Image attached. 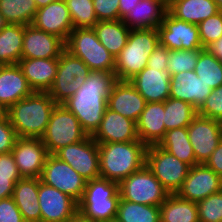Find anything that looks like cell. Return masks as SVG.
<instances>
[{
	"label": "cell",
	"instance_id": "cell-1",
	"mask_svg": "<svg viewBox=\"0 0 222 222\" xmlns=\"http://www.w3.org/2000/svg\"><path fill=\"white\" fill-rule=\"evenodd\" d=\"M115 72L91 71L76 93L63 103L79 120L82 129L92 135L100 125L114 83Z\"/></svg>",
	"mask_w": 222,
	"mask_h": 222
},
{
	"label": "cell",
	"instance_id": "cell-2",
	"mask_svg": "<svg viewBox=\"0 0 222 222\" xmlns=\"http://www.w3.org/2000/svg\"><path fill=\"white\" fill-rule=\"evenodd\" d=\"M56 102L47 92H33L8 108L7 117L19 138H41Z\"/></svg>",
	"mask_w": 222,
	"mask_h": 222
},
{
	"label": "cell",
	"instance_id": "cell-3",
	"mask_svg": "<svg viewBox=\"0 0 222 222\" xmlns=\"http://www.w3.org/2000/svg\"><path fill=\"white\" fill-rule=\"evenodd\" d=\"M146 149L141 141L98 144L100 177L120 183L145 165Z\"/></svg>",
	"mask_w": 222,
	"mask_h": 222
},
{
	"label": "cell",
	"instance_id": "cell-4",
	"mask_svg": "<svg viewBox=\"0 0 222 222\" xmlns=\"http://www.w3.org/2000/svg\"><path fill=\"white\" fill-rule=\"evenodd\" d=\"M158 29H132L127 44L115 58L117 80L129 81L147 67L149 56L159 44Z\"/></svg>",
	"mask_w": 222,
	"mask_h": 222
},
{
	"label": "cell",
	"instance_id": "cell-5",
	"mask_svg": "<svg viewBox=\"0 0 222 222\" xmlns=\"http://www.w3.org/2000/svg\"><path fill=\"white\" fill-rule=\"evenodd\" d=\"M119 201V183L98 177L86 181L78 212L88 219L106 222L117 217Z\"/></svg>",
	"mask_w": 222,
	"mask_h": 222
},
{
	"label": "cell",
	"instance_id": "cell-6",
	"mask_svg": "<svg viewBox=\"0 0 222 222\" xmlns=\"http://www.w3.org/2000/svg\"><path fill=\"white\" fill-rule=\"evenodd\" d=\"M65 50L80 58L91 71L115 70V57L100 43L93 28L73 29L65 42Z\"/></svg>",
	"mask_w": 222,
	"mask_h": 222
},
{
	"label": "cell",
	"instance_id": "cell-7",
	"mask_svg": "<svg viewBox=\"0 0 222 222\" xmlns=\"http://www.w3.org/2000/svg\"><path fill=\"white\" fill-rule=\"evenodd\" d=\"M87 136L77 117L63 104H56L41 140L48 153L55 154L61 148L81 142Z\"/></svg>",
	"mask_w": 222,
	"mask_h": 222
},
{
	"label": "cell",
	"instance_id": "cell-8",
	"mask_svg": "<svg viewBox=\"0 0 222 222\" xmlns=\"http://www.w3.org/2000/svg\"><path fill=\"white\" fill-rule=\"evenodd\" d=\"M145 165L170 194L177 193L190 169L188 164L158 144L147 146Z\"/></svg>",
	"mask_w": 222,
	"mask_h": 222
},
{
	"label": "cell",
	"instance_id": "cell-9",
	"mask_svg": "<svg viewBox=\"0 0 222 222\" xmlns=\"http://www.w3.org/2000/svg\"><path fill=\"white\" fill-rule=\"evenodd\" d=\"M120 198L150 206H160L170 194L144 165L119 183Z\"/></svg>",
	"mask_w": 222,
	"mask_h": 222
},
{
	"label": "cell",
	"instance_id": "cell-10",
	"mask_svg": "<svg viewBox=\"0 0 222 222\" xmlns=\"http://www.w3.org/2000/svg\"><path fill=\"white\" fill-rule=\"evenodd\" d=\"M91 69L80 59L64 50L58 58L55 80L47 92L56 104H63L80 88Z\"/></svg>",
	"mask_w": 222,
	"mask_h": 222
},
{
	"label": "cell",
	"instance_id": "cell-11",
	"mask_svg": "<svg viewBox=\"0 0 222 222\" xmlns=\"http://www.w3.org/2000/svg\"><path fill=\"white\" fill-rule=\"evenodd\" d=\"M41 181L79 202L83 196L86 180L69 164L61 161L54 154L47 156Z\"/></svg>",
	"mask_w": 222,
	"mask_h": 222
},
{
	"label": "cell",
	"instance_id": "cell-12",
	"mask_svg": "<svg viewBox=\"0 0 222 222\" xmlns=\"http://www.w3.org/2000/svg\"><path fill=\"white\" fill-rule=\"evenodd\" d=\"M54 155L69 164L86 181L100 177L98 143L91 135L81 142L61 148Z\"/></svg>",
	"mask_w": 222,
	"mask_h": 222
},
{
	"label": "cell",
	"instance_id": "cell-13",
	"mask_svg": "<svg viewBox=\"0 0 222 222\" xmlns=\"http://www.w3.org/2000/svg\"><path fill=\"white\" fill-rule=\"evenodd\" d=\"M159 42L170 50L204 49L200 42L198 26L177 19L169 11L158 26Z\"/></svg>",
	"mask_w": 222,
	"mask_h": 222
},
{
	"label": "cell",
	"instance_id": "cell-14",
	"mask_svg": "<svg viewBox=\"0 0 222 222\" xmlns=\"http://www.w3.org/2000/svg\"><path fill=\"white\" fill-rule=\"evenodd\" d=\"M187 132L196 161L202 164L222 141V122L197 115Z\"/></svg>",
	"mask_w": 222,
	"mask_h": 222
},
{
	"label": "cell",
	"instance_id": "cell-15",
	"mask_svg": "<svg viewBox=\"0 0 222 222\" xmlns=\"http://www.w3.org/2000/svg\"><path fill=\"white\" fill-rule=\"evenodd\" d=\"M222 190V178L204 163L190 167L177 195L195 203Z\"/></svg>",
	"mask_w": 222,
	"mask_h": 222
},
{
	"label": "cell",
	"instance_id": "cell-16",
	"mask_svg": "<svg viewBox=\"0 0 222 222\" xmlns=\"http://www.w3.org/2000/svg\"><path fill=\"white\" fill-rule=\"evenodd\" d=\"M41 222H68L78 212V202L50 185L39 183Z\"/></svg>",
	"mask_w": 222,
	"mask_h": 222
},
{
	"label": "cell",
	"instance_id": "cell-17",
	"mask_svg": "<svg viewBox=\"0 0 222 222\" xmlns=\"http://www.w3.org/2000/svg\"><path fill=\"white\" fill-rule=\"evenodd\" d=\"M21 177L40 178L47 156L41 138H17L11 151Z\"/></svg>",
	"mask_w": 222,
	"mask_h": 222
},
{
	"label": "cell",
	"instance_id": "cell-18",
	"mask_svg": "<svg viewBox=\"0 0 222 222\" xmlns=\"http://www.w3.org/2000/svg\"><path fill=\"white\" fill-rule=\"evenodd\" d=\"M32 25L61 38L64 42L73 30L70 12L64 0H56L38 8Z\"/></svg>",
	"mask_w": 222,
	"mask_h": 222
},
{
	"label": "cell",
	"instance_id": "cell-19",
	"mask_svg": "<svg viewBox=\"0 0 222 222\" xmlns=\"http://www.w3.org/2000/svg\"><path fill=\"white\" fill-rule=\"evenodd\" d=\"M91 137L98 143L140 141L136 122L112 111L108 107L97 130Z\"/></svg>",
	"mask_w": 222,
	"mask_h": 222
},
{
	"label": "cell",
	"instance_id": "cell-20",
	"mask_svg": "<svg viewBox=\"0 0 222 222\" xmlns=\"http://www.w3.org/2000/svg\"><path fill=\"white\" fill-rule=\"evenodd\" d=\"M65 50V42L33 25L24 26L21 58H59Z\"/></svg>",
	"mask_w": 222,
	"mask_h": 222
},
{
	"label": "cell",
	"instance_id": "cell-21",
	"mask_svg": "<svg viewBox=\"0 0 222 222\" xmlns=\"http://www.w3.org/2000/svg\"><path fill=\"white\" fill-rule=\"evenodd\" d=\"M212 91L195 71H183L171 76L169 97L188 102L197 110L202 107Z\"/></svg>",
	"mask_w": 222,
	"mask_h": 222
},
{
	"label": "cell",
	"instance_id": "cell-22",
	"mask_svg": "<svg viewBox=\"0 0 222 222\" xmlns=\"http://www.w3.org/2000/svg\"><path fill=\"white\" fill-rule=\"evenodd\" d=\"M170 80L168 70L145 67L129 81L146 102H164L169 98Z\"/></svg>",
	"mask_w": 222,
	"mask_h": 222
},
{
	"label": "cell",
	"instance_id": "cell-23",
	"mask_svg": "<svg viewBox=\"0 0 222 222\" xmlns=\"http://www.w3.org/2000/svg\"><path fill=\"white\" fill-rule=\"evenodd\" d=\"M146 105L145 99L130 83L117 80L107 100V107L135 122L141 116Z\"/></svg>",
	"mask_w": 222,
	"mask_h": 222
},
{
	"label": "cell",
	"instance_id": "cell-24",
	"mask_svg": "<svg viewBox=\"0 0 222 222\" xmlns=\"http://www.w3.org/2000/svg\"><path fill=\"white\" fill-rule=\"evenodd\" d=\"M18 65L33 92H48L58 68V58H21Z\"/></svg>",
	"mask_w": 222,
	"mask_h": 222
},
{
	"label": "cell",
	"instance_id": "cell-25",
	"mask_svg": "<svg viewBox=\"0 0 222 222\" xmlns=\"http://www.w3.org/2000/svg\"><path fill=\"white\" fill-rule=\"evenodd\" d=\"M164 102H146L136 122L138 138L146 146L159 144L166 134Z\"/></svg>",
	"mask_w": 222,
	"mask_h": 222
},
{
	"label": "cell",
	"instance_id": "cell-26",
	"mask_svg": "<svg viewBox=\"0 0 222 222\" xmlns=\"http://www.w3.org/2000/svg\"><path fill=\"white\" fill-rule=\"evenodd\" d=\"M168 11L165 0H141L121 20L130 29H158Z\"/></svg>",
	"mask_w": 222,
	"mask_h": 222
},
{
	"label": "cell",
	"instance_id": "cell-27",
	"mask_svg": "<svg viewBox=\"0 0 222 222\" xmlns=\"http://www.w3.org/2000/svg\"><path fill=\"white\" fill-rule=\"evenodd\" d=\"M33 90L18 64L0 65V103L7 109L30 96Z\"/></svg>",
	"mask_w": 222,
	"mask_h": 222
},
{
	"label": "cell",
	"instance_id": "cell-28",
	"mask_svg": "<svg viewBox=\"0 0 222 222\" xmlns=\"http://www.w3.org/2000/svg\"><path fill=\"white\" fill-rule=\"evenodd\" d=\"M40 182V178L22 177L14 186L12 197L24 222H41V211L38 203Z\"/></svg>",
	"mask_w": 222,
	"mask_h": 222
},
{
	"label": "cell",
	"instance_id": "cell-29",
	"mask_svg": "<svg viewBox=\"0 0 222 222\" xmlns=\"http://www.w3.org/2000/svg\"><path fill=\"white\" fill-rule=\"evenodd\" d=\"M168 11L177 19L198 25L220 10L214 0H176Z\"/></svg>",
	"mask_w": 222,
	"mask_h": 222
},
{
	"label": "cell",
	"instance_id": "cell-30",
	"mask_svg": "<svg viewBox=\"0 0 222 222\" xmlns=\"http://www.w3.org/2000/svg\"><path fill=\"white\" fill-rule=\"evenodd\" d=\"M93 29L100 43L116 58L127 44L130 29L122 20L98 21Z\"/></svg>",
	"mask_w": 222,
	"mask_h": 222
},
{
	"label": "cell",
	"instance_id": "cell-31",
	"mask_svg": "<svg viewBox=\"0 0 222 222\" xmlns=\"http://www.w3.org/2000/svg\"><path fill=\"white\" fill-rule=\"evenodd\" d=\"M160 219L161 222H199L197 204L169 194L160 205Z\"/></svg>",
	"mask_w": 222,
	"mask_h": 222
},
{
	"label": "cell",
	"instance_id": "cell-32",
	"mask_svg": "<svg viewBox=\"0 0 222 222\" xmlns=\"http://www.w3.org/2000/svg\"><path fill=\"white\" fill-rule=\"evenodd\" d=\"M24 26L8 24L0 31V65L18 64L23 49Z\"/></svg>",
	"mask_w": 222,
	"mask_h": 222
},
{
	"label": "cell",
	"instance_id": "cell-33",
	"mask_svg": "<svg viewBox=\"0 0 222 222\" xmlns=\"http://www.w3.org/2000/svg\"><path fill=\"white\" fill-rule=\"evenodd\" d=\"M158 145L190 167L199 164L188 137L187 127L167 130Z\"/></svg>",
	"mask_w": 222,
	"mask_h": 222
},
{
	"label": "cell",
	"instance_id": "cell-34",
	"mask_svg": "<svg viewBox=\"0 0 222 222\" xmlns=\"http://www.w3.org/2000/svg\"><path fill=\"white\" fill-rule=\"evenodd\" d=\"M165 129L188 127L198 115V110L190 103L180 99L168 98L164 101Z\"/></svg>",
	"mask_w": 222,
	"mask_h": 222
},
{
	"label": "cell",
	"instance_id": "cell-35",
	"mask_svg": "<svg viewBox=\"0 0 222 222\" xmlns=\"http://www.w3.org/2000/svg\"><path fill=\"white\" fill-rule=\"evenodd\" d=\"M37 9L34 0H0V13L8 24L32 25Z\"/></svg>",
	"mask_w": 222,
	"mask_h": 222
},
{
	"label": "cell",
	"instance_id": "cell-36",
	"mask_svg": "<svg viewBox=\"0 0 222 222\" xmlns=\"http://www.w3.org/2000/svg\"><path fill=\"white\" fill-rule=\"evenodd\" d=\"M194 71L212 90L222 85V63L207 48L200 50Z\"/></svg>",
	"mask_w": 222,
	"mask_h": 222
},
{
	"label": "cell",
	"instance_id": "cell-37",
	"mask_svg": "<svg viewBox=\"0 0 222 222\" xmlns=\"http://www.w3.org/2000/svg\"><path fill=\"white\" fill-rule=\"evenodd\" d=\"M117 218L123 222H161L160 206L143 205L120 198Z\"/></svg>",
	"mask_w": 222,
	"mask_h": 222
},
{
	"label": "cell",
	"instance_id": "cell-38",
	"mask_svg": "<svg viewBox=\"0 0 222 222\" xmlns=\"http://www.w3.org/2000/svg\"><path fill=\"white\" fill-rule=\"evenodd\" d=\"M70 12L73 29L93 28L98 22L93 0H64Z\"/></svg>",
	"mask_w": 222,
	"mask_h": 222
},
{
	"label": "cell",
	"instance_id": "cell-39",
	"mask_svg": "<svg viewBox=\"0 0 222 222\" xmlns=\"http://www.w3.org/2000/svg\"><path fill=\"white\" fill-rule=\"evenodd\" d=\"M200 50H170L167 70L171 76L183 71H194Z\"/></svg>",
	"mask_w": 222,
	"mask_h": 222
},
{
	"label": "cell",
	"instance_id": "cell-40",
	"mask_svg": "<svg viewBox=\"0 0 222 222\" xmlns=\"http://www.w3.org/2000/svg\"><path fill=\"white\" fill-rule=\"evenodd\" d=\"M196 204L199 222H222V190Z\"/></svg>",
	"mask_w": 222,
	"mask_h": 222
},
{
	"label": "cell",
	"instance_id": "cell-41",
	"mask_svg": "<svg viewBox=\"0 0 222 222\" xmlns=\"http://www.w3.org/2000/svg\"><path fill=\"white\" fill-rule=\"evenodd\" d=\"M197 26L202 47L207 48L222 36V11L208 17Z\"/></svg>",
	"mask_w": 222,
	"mask_h": 222
},
{
	"label": "cell",
	"instance_id": "cell-42",
	"mask_svg": "<svg viewBox=\"0 0 222 222\" xmlns=\"http://www.w3.org/2000/svg\"><path fill=\"white\" fill-rule=\"evenodd\" d=\"M198 115L222 122V85L208 95Z\"/></svg>",
	"mask_w": 222,
	"mask_h": 222
},
{
	"label": "cell",
	"instance_id": "cell-43",
	"mask_svg": "<svg viewBox=\"0 0 222 222\" xmlns=\"http://www.w3.org/2000/svg\"><path fill=\"white\" fill-rule=\"evenodd\" d=\"M98 21L119 20V0H93Z\"/></svg>",
	"mask_w": 222,
	"mask_h": 222
},
{
	"label": "cell",
	"instance_id": "cell-44",
	"mask_svg": "<svg viewBox=\"0 0 222 222\" xmlns=\"http://www.w3.org/2000/svg\"><path fill=\"white\" fill-rule=\"evenodd\" d=\"M15 129L10 124L8 117L0 121V154L10 153L17 139Z\"/></svg>",
	"mask_w": 222,
	"mask_h": 222
},
{
	"label": "cell",
	"instance_id": "cell-45",
	"mask_svg": "<svg viewBox=\"0 0 222 222\" xmlns=\"http://www.w3.org/2000/svg\"><path fill=\"white\" fill-rule=\"evenodd\" d=\"M0 222H24L13 197L0 199Z\"/></svg>",
	"mask_w": 222,
	"mask_h": 222
},
{
	"label": "cell",
	"instance_id": "cell-46",
	"mask_svg": "<svg viewBox=\"0 0 222 222\" xmlns=\"http://www.w3.org/2000/svg\"><path fill=\"white\" fill-rule=\"evenodd\" d=\"M169 50L160 43L148 58L147 67L167 70Z\"/></svg>",
	"mask_w": 222,
	"mask_h": 222
},
{
	"label": "cell",
	"instance_id": "cell-47",
	"mask_svg": "<svg viewBox=\"0 0 222 222\" xmlns=\"http://www.w3.org/2000/svg\"><path fill=\"white\" fill-rule=\"evenodd\" d=\"M0 175L21 176L11 152L0 154Z\"/></svg>",
	"mask_w": 222,
	"mask_h": 222
},
{
	"label": "cell",
	"instance_id": "cell-48",
	"mask_svg": "<svg viewBox=\"0 0 222 222\" xmlns=\"http://www.w3.org/2000/svg\"><path fill=\"white\" fill-rule=\"evenodd\" d=\"M21 176H3L0 175V199L13 196L14 186L21 179Z\"/></svg>",
	"mask_w": 222,
	"mask_h": 222
},
{
	"label": "cell",
	"instance_id": "cell-49",
	"mask_svg": "<svg viewBox=\"0 0 222 222\" xmlns=\"http://www.w3.org/2000/svg\"><path fill=\"white\" fill-rule=\"evenodd\" d=\"M204 164L222 178V141Z\"/></svg>",
	"mask_w": 222,
	"mask_h": 222
},
{
	"label": "cell",
	"instance_id": "cell-50",
	"mask_svg": "<svg viewBox=\"0 0 222 222\" xmlns=\"http://www.w3.org/2000/svg\"><path fill=\"white\" fill-rule=\"evenodd\" d=\"M141 0H119V20L130 12Z\"/></svg>",
	"mask_w": 222,
	"mask_h": 222
},
{
	"label": "cell",
	"instance_id": "cell-51",
	"mask_svg": "<svg viewBox=\"0 0 222 222\" xmlns=\"http://www.w3.org/2000/svg\"><path fill=\"white\" fill-rule=\"evenodd\" d=\"M207 49L222 63V36L210 44Z\"/></svg>",
	"mask_w": 222,
	"mask_h": 222
},
{
	"label": "cell",
	"instance_id": "cell-52",
	"mask_svg": "<svg viewBox=\"0 0 222 222\" xmlns=\"http://www.w3.org/2000/svg\"><path fill=\"white\" fill-rule=\"evenodd\" d=\"M68 222H97L84 217L80 212H77Z\"/></svg>",
	"mask_w": 222,
	"mask_h": 222
},
{
	"label": "cell",
	"instance_id": "cell-53",
	"mask_svg": "<svg viewBox=\"0 0 222 222\" xmlns=\"http://www.w3.org/2000/svg\"><path fill=\"white\" fill-rule=\"evenodd\" d=\"M37 8H41L43 6H46L52 2H55L56 0H34Z\"/></svg>",
	"mask_w": 222,
	"mask_h": 222
},
{
	"label": "cell",
	"instance_id": "cell-54",
	"mask_svg": "<svg viewBox=\"0 0 222 222\" xmlns=\"http://www.w3.org/2000/svg\"><path fill=\"white\" fill-rule=\"evenodd\" d=\"M8 109L0 103V121L7 118Z\"/></svg>",
	"mask_w": 222,
	"mask_h": 222
},
{
	"label": "cell",
	"instance_id": "cell-55",
	"mask_svg": "<svg viewBox=\"0 0 222 222\" xmlns=\"http://www.w3.org/2000/svg\"><path fill=\"white\" fill-rule=\"evenodd\" d=\"M8 25L7 21L3 17V15L0 13V31L5 28Z\"/></svg>",
	"mask_w": 222,
	"mask_h": 222
},
{
	"label": "cell",
	"instance_id": "cell-56",
	"mask_svg": "<svg viewBox=\"0 0 222 222\" xmlns=\"http://www.w3.org/2000/svg\"><path fill=\"white\" fill-rule=\"evenodd\" d=\"M214 2L218 6L219 10L222 11V0H214Z\"/></svg>",
	"mask_w": 222,
	"mask_h": 222
},
{
	"label": "cell",
	"instance_id": "cell-57",
	"mask_svg": "<svg viewBox=\"0 0 222 222\" xmlns=\"http://www.w3.org/2000/svg\"><path fill=\"white\" fill-rule=\"evenodd\" d=\"M106 222H123V221H121L117 217H114L113 219H110L109 221H106Z\"/></svg>",
	"mask_w": 222,
	"mask_h": 222
},
{
	"label": "cell",
	"instance_id": "cell-58",
	"mask_svg": "<svg viewBox=\"0 0 222 222\" xmlns=\"http://www.w3.org/2000/svg\"><path fill=\"white\" fill-rule=\"evenodd\" d=\"M165 1H166L167 6H169L173 1H176V0H165Z\"/></svg>",
	"mask_w": 222,
	"mask_h": 222
}]
</instances>
